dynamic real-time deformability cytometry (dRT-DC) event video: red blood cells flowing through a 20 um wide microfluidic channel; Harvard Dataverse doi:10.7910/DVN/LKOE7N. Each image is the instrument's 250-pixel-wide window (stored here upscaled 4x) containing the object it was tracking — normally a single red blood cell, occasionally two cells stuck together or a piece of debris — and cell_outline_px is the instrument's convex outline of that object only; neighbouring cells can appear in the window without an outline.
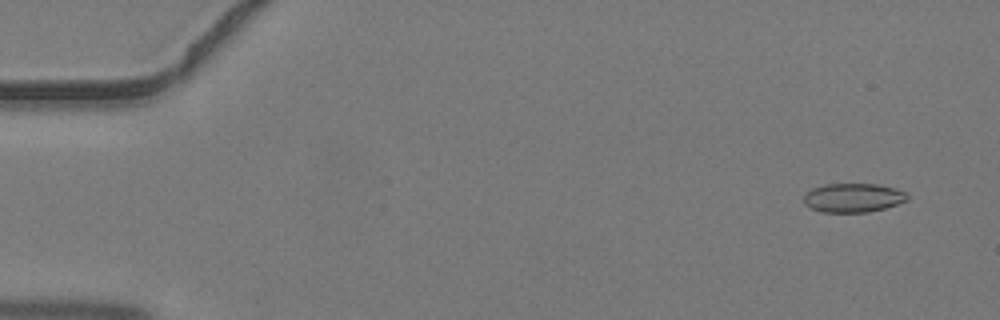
{"species": "common noctule bat (a hibernating species)", "species_latin": "Nyctalus noctula", "temperature_condition": "warm", "stored_images_in_passage": 45, "camera_frame_rate_fps": 3000, "um_per_image_px": 0.085, "animal": {"sex": "male", "body_mass_g": 19.2, "forearm_length_mm": 51.8}, "frame": {"image": 1, "passage_image": 3, "time_ms": 0.667, "image_size_px": [1000, 320], "cell_outline_px": [[908, 200], [884, 208], [868, 212], [824, 212], [812, 208], [804, 204], [804, 196], [812, 188], [824, 184], [876, 184], [896, 188], [904, 192], [908, 196]], "centroid_in_image_um": [72.52, 16.8], "position_along_channel_um": 12.5, "area_um2": 17.34}}
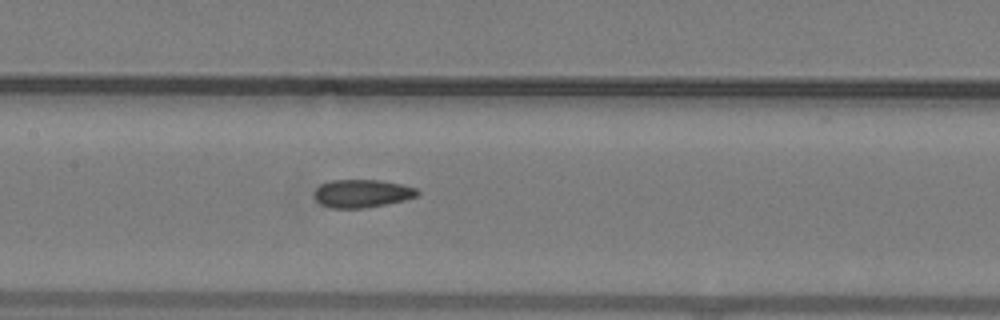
{"frame": {"image": 2, "passage_image": 22, "time_ms": 7.0, "image_size_px": [1000, 320], "cell_outline_px": [[420, 192], [416, 196], [404, 200], [364, 208], [332, 208], [320, 204], [316, 200], [312, 192], [320, 184], [332, 180], [380, 180], [404, 184], [416, 188]], "centroid_in_image_um": [30.75, 16.43], "position_along_channel_um": 176.7, "area_um2": 16.94}}
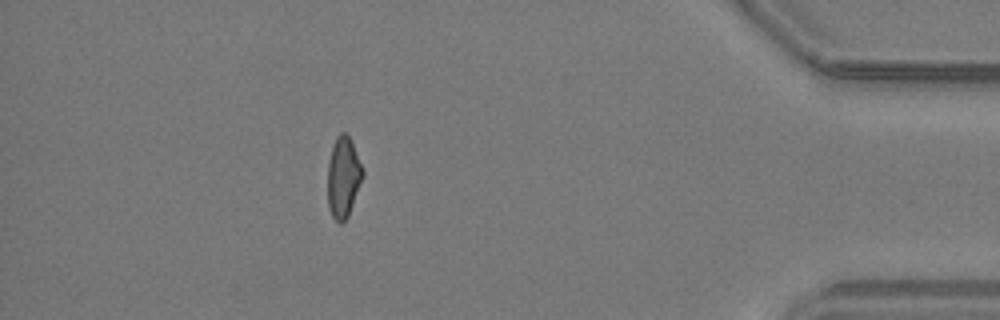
{"frame": {"image": 3, "passage_image": 40, "time_ms": 13.0, "image_size_px": [1000, 320], "cell_outline_px": [[364, 176], [348, 216], [340, 224], [332, 216], [328, 208], [328, 160], [332, 144], [336, 136], [340, 132], [348, 132], [364, 172]], "centroid_in_image_um": [29.17, 15.02], "position_along_channel_um": 406.0, "area_um2": 16.7}}